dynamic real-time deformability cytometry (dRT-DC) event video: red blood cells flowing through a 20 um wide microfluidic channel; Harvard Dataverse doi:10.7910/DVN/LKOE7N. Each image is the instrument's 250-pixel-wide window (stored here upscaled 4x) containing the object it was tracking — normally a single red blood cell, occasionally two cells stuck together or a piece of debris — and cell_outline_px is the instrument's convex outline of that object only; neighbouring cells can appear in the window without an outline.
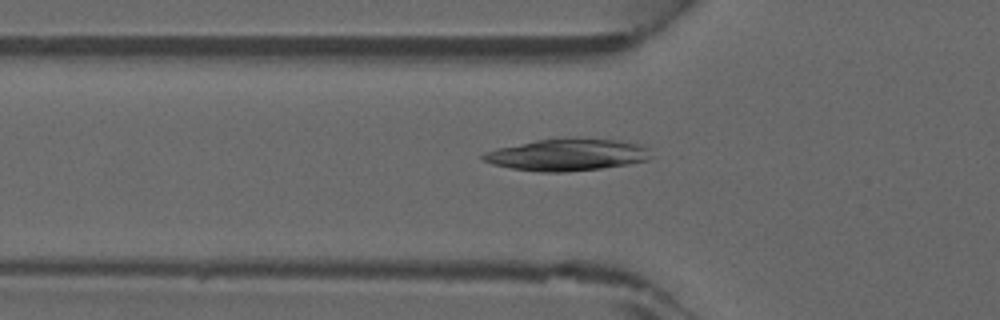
{"species": "common noctule bat (a hibernating species)", "species_latin": "Nyctalus noctula", "temperature_condition": "warm", "stored_images_in_passage": 45, "camera_frame_rate_fps": 3000, "um_per_image_px": 0.085, "animal": {"sex": "male", "forearm_length_mm": 52.5}, "frame": {"image": 1, "passage_image": 15, "time_ms": 4.667, "image_size_px": [1000, 320], "cell_outline_px": [[652, 156], [648, 160], [628, 164], [600, 168], [564, 172], [544, 172], [512, 168], [492, 164], [484, 160], [480, 156], [484, 152], [496, 148], [536, 140], [616, 140], [640, 144]], "centroid_in_image_um": [48.16, 13.18], "position_along_channel_um": 77.6, "area_um2": 30.23}}
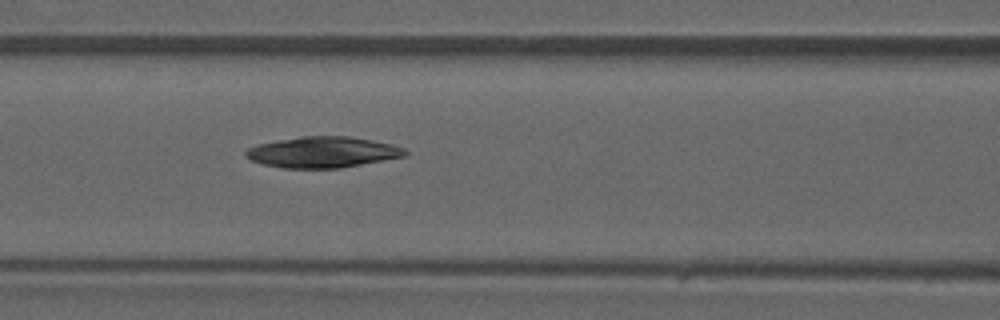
{"frame": {"image": 2, "passage_image": 19, "time_ms": 6.0, "image_size_px": [1000, 320], "cell_outline_px": [[408, 156], [340, 168], [280, 168], [264, 164], [252, 160], [244, 156], [244, 152], [248, 148], [260, 144], [300, 136], [348, 136], [372, 140], [392, 144], [404, 148], [408, 152]], "centroid_in_image_um": [27.47, 12.94], "position_along_channel_um": 139.1, "area_um2": 28.73}}
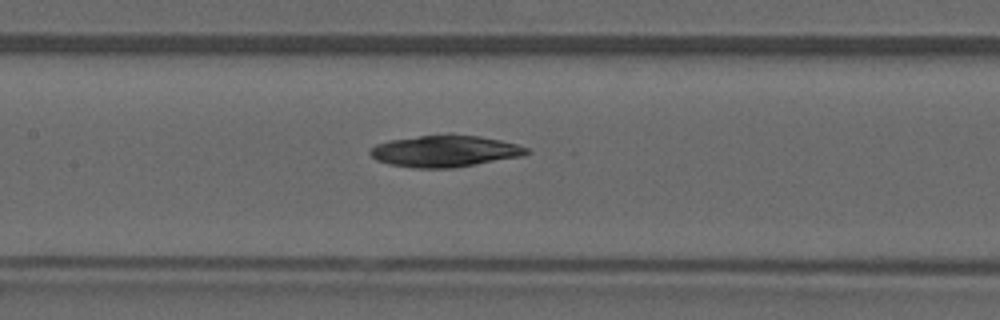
{"frame": {"image": 3, "passage_image": 21, "time_ms": 6.667, "image_size_px": [1000, 320], "cell_outline_px": [[532, 152], [524, 156], [452, 168], [412, 168], [388, 164], [376, 160], [368, 152], [376, 144], [388, 140], [420, 136], [480, 136], [500, 140], [516, 144], [528, 148]], "centroid_in_image_um": [37.82, 12.87], "position_along_channel_um": 169.6, "area_um2": 28.5}}